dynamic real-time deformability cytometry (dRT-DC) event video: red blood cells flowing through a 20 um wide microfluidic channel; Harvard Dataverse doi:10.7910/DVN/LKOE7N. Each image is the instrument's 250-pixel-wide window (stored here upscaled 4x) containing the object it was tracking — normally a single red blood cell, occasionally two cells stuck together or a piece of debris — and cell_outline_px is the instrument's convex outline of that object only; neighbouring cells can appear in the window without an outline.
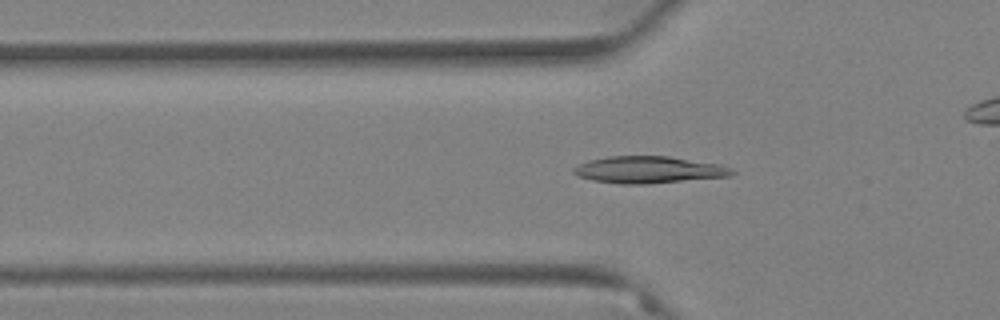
{"species": "Egyptian fruit bat (a non-hibernating species)", "species_latin": "Rousettus aegyptiacus", "temperature_condition": "warm", "stored_images_in_passage": 46, "camera_frame_rate_fps": 3000, "um_per_image_px": 0.085, "animal": {"sex": "female"}, "frame": {"image": 1, "passage_image": 15, "time_ms": 4.667, "image_size_px": [1000, 320], "cell_outline_px": [[736, 172], [728, 176], [644, 184], [620, 184], [592, 180], [580, 176], [572, 172], [572, 168], [588, 160], [608, 156], [668, 156], [720, 164], [732, 168]], "centroid_in_image_um": [55.12, 14.42], "position_along_channel_um": 70.7, "area_um2": 24.68}}
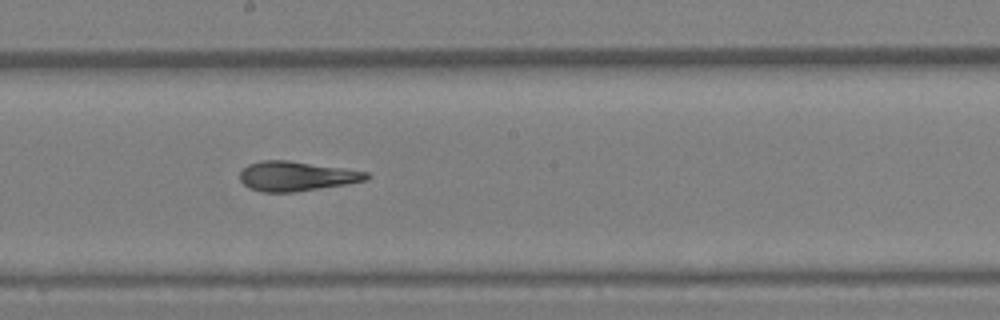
{"frame": {"image": 2, "passage_image": 28, "time_ms": 9.0, "image_size_px": [1000, 320], "cell_outline_px": [[372, 176], [368, 180], [348, 184], [292, 192], [260, 192], [248, 188], [240, 180], [240, 172], [248, 164], [260, 160], [288, 160], [344, 168], [368, 172]], "centroid_in_image_um": [25.21, 14.97], "position_along_channel_um": 223.0, "area_um2": 22.02}}
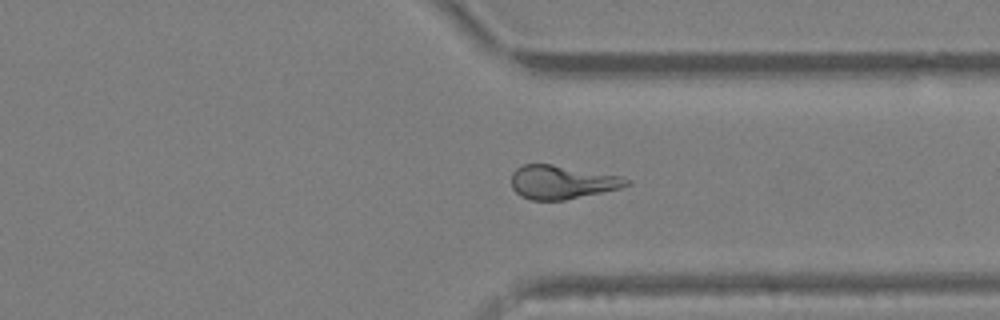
{"frame": {"image": 3, "passage_image": 40, "time_ms": 13.0, "image_size_px": [1000, 320], "cell_outline_px": [[632, 184], [620, 188], [564, 200], [532, 200], [520, 196], [512, 188], [512, 172], [516, 168], [524, 164], [552, 164], [620, 176], [632, 180]], "centroid_in_image_um": [47.76, 15.48], "position_along_channel_um": 363.6, "area_um2": 22.48}}